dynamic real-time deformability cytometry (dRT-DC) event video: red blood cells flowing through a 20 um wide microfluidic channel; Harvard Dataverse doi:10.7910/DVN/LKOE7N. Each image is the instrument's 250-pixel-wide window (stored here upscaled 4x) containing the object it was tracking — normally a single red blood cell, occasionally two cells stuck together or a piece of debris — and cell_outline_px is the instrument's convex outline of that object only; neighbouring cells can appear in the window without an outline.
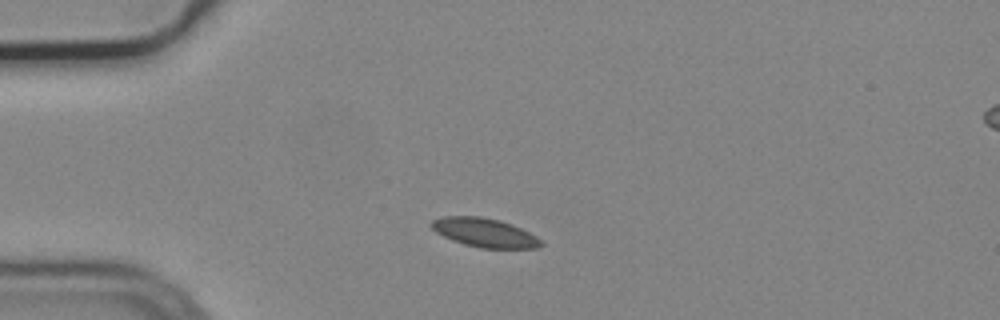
{"species": "common noctule bat (a hibernating species)", "species_latin": "Nyctalus noctula", "temperature_condition": "cold", "stored_images_in_passage": 2, "segment_of_instrument_passage": [1, 2], "camera_frame_rate_fps": 3000, "um_per_image_px": 0.085, "animal": {"sex": "male", "body_mass_g": 19.2, "forearm_length_mm": 51.8}, "frame": {"image": 1, "passage_image": 1, "time_ms": 0.0, "image_size_px": [1000, 320], "cell_outline_px": [[544, 244], [536, 248], [480, 248], [464, 244], [452, 240], [436, 232], [428, 224], [432, 220], [444, 216], [480, 216], [500, 220], [520, 228], [536, 236]], "centroid_in_image_um": [41.16, 19.77], "position_along_channel_um": 43.8, "area_um2": 18.38}}